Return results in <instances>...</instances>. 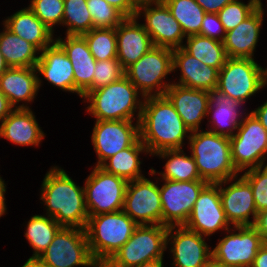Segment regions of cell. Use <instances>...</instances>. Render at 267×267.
I'll return each mask as SVG.
<instances>
[{"label":"cell","mask_w":267,"mask_h":267,"mask_svg":"<svg viewBox=\"0 0 267 267\" xmlns=\"http://www.w3.org/2000/svg\"><path fill=\"white\" fill-rule=\"evenodd\" d=\"M140 140L149 156L167 149H183L191 131L165 96L145 97L139 121Z\"/></svg>","instance_id":"cell-1"},{"label":"cell","mask_w":267,"mask_h":267,"mask_svg":"<svg viewBox=\"0 0 267 267\" xmlns=\"http://www.w3.org/2000/svg\"><path fill=\"white\" fill-rule=\"evenodd\" d=\"M40 196L46 215L62 227L86 228L89 215L84 186L77 185L64 169L51 167L42 181Z\"/></svg>","instance_id":"cell-2"},{"label":"cell","mask_w":267,"mask_h":267,"mask_svg":"<svg viewBox=\"0 0 267 267\" xmlns=\"http://www.w3.org/2000/svg\"><path fill=\"white\" fill-rule=\"evenodd\" d=\"M83 99L90 103L86 111L96 120L140 121L144 97L125 75L89 92Z\"/></svg>","instance_id":"cell-3"},{"label":"cell","mask_w":267,"mask_h":267,"mask_svg":"<svg viewBox=\"0 0 267 267\" xmlns=\"http://www.w3.org/2000/svg\"><path fill=\"white\" fill-rule=\"evenodd\" d=\"M188 141L202 180L217 184L239 174L231 159L229 137L201 129L191 132Z\"/></svg>","instance_id":"cell-4"},{"label":"cell","mask_w":267,"mask_h":267,"mask_svg":"<svg viewBox=\"0 0 267 267\" xmlns=\"http://www.w3.org/2000/svg\"><path fill=\"white\" fill-rule=\"evenodd\" d=\"M137 226L123 210L89 216L85 230L93 259L108 261L130 239Z\"/></svg>","instance_id":"cell-5"},{"label":"cell","mask_w":267,"mask_h":267,"mask_svg":"<svg viewBox=\"0 0 267 267\" xmlns=\"http://www.w3.org/2000/svg\"><path fill=\"white\" fill-rule=\"evenodd\" d=\"M173 50L153 46L136 63L125 70V76L143 97L163 96L171 82L163 81L173 72Z\"/></svg>","instance_id":"cell-6"},{"label":"cell","mask_w":267,"mask_h":267,"mask_svg":"<svg viewBox=\"0 0 267 267\" xmlns=\"http://www.w3.org/2000/svg\"><path fill=\"white\" fill-rule=\"evenodd\" d=\"M265 86L267 72L254 59L228 57L218 72L216 89L244 105Z\"/></svg>","instance_id":"cell-7"},{"label":"cell","mask_w":267,"mask_h":267,"mask_svg":"<svg viewBox=\"0 0 267 267\" xmlns=\"http://www.w3.org/2000/svg\"><path fill=\"white\" fill-rule=\"evenodd\" d=\"M167 230L164 225H138L130 239L107 262L113 267H133L163 259L167 249Z\"/></svg>","instance_id":"cell-8"},{"label":"cell","mask_w":267,"mask_h":267,"mask_svg":"<svg viewBox=\"0 0 267 267\" xmlns=\"http://www.w3.org/2000/svg\"><path fill=\"white\" fill-rule=\"evenodd\" d=\"M230 145L231 159L239 173L267 165V130L251 112L244 115L236 133L230 137Z\"/></svg>","instance_id":"cell-9"},{"label":"cell","mask_w":267,"mask_h":267,"mask_svg":"<svg viewBox=\"0 0 267 267\" xmlns=\"http://www.w3.org/2000/svg\"><path fill=\"white\" fill-rule=\"evenodd\" d=\"M128 181L94 166L85 180V204L89 216L123 210Z\"/></svg>","instance_id":"cell-10"},{"label":"cell","mask_w":267,"mask_h":267,"mask_svg":"<svg viewBox=\"0 0 267 267\" xmlns=\"http://www.w3.org/2000/svg\"><path fill=\"white\" fill-rule=\"evenodd\" d=\"M39 258L48 267H95L86 230L62 227Z\"/></svg>","instance_id":"cell-11"},{"label":"cell","mask_w":267,"mask_h":267,"mask_svg":"<svg viewBox=\"0 0 267 267\" xmlns=\"http://www.w3.org/2000/svg\"><path fill=\"white\" fill-rule=\"evenodd\" d=\"M160 198L162 225L182 226L187 222L201 190L208 184L204 180L171 181L162 179Z\"/></svg>","instance_id":"cell-12"},{"label":"cell","mask_w":267,"mask_h":267,"mask_svg":"<svg viewBox=\"0 0 267 267\" xmlns=\"http://www.w3.org/2000/svg\"><path fill=\"white\" fill-rule=\"evenodd\" d=\"M226 232L228 235L219 239L211 250L212 258L228 266L251 267L259 248L264 244L257 229L254 226H233Z\"/></svg>","instance_id":"cell-13"},{"label":"cell","mask_w":267,"mask_h":267,"mask_svg":"<svg viewBox=\"0 0 267 267\" xmlns=\"http://www.w3.org/2000/svg\"><path fill=\"white\" fill-rule=\"evenodd\" d=\"M123 211L137 225H162L159 185L146 177L128 181Z\"/></svg>","instance_id":"cell-14"},{"label":"cell","mask_w":267,"mask_h":267,"mask_svg":"<svg viewBox=\"0 0 267 267\" xmlns=\"http://www.w3.org/2000/svg\"><path fill=\"white\" fill-rule=\"evenodd\" d=\"M91 135L98 156L95 166H101L117 152L131 147L139 138V122L126 120H96Z\"/></svg>","instance_id":"cell-15"},{"label":"cell","mask_w":267,"mask_h":267,"mask_svg":"<svg viewBox=\"0 0 267 267\" xmlns=\"http://www.w3.org/2000/svg\"><path fill=\"white\" fill-rule=\"evenodd\" d=\"M184 226L205 237L219 230L227 231L232 228L222 207L219 183H208L201 190Z\"/></svg>","instance_id":"cell-16"},{"label":"cell","mask_w":267,"mask_h":267,"mask_svg":"<svg viewBox=\"0 0 267 267\" xmlns=\"http://www.w3.org/2000/svg\"><path fill=\"white\" fill-rule=\"evenodd\" d=\"M141 15L145 19L143 26L154 46L173 50L184 45L183 40L186 37L181 26L163 1L138 6L136 17L140 19Z\"/></svg>","instance_id":"cell-17"},{"label":"cell","mask_w":267,"mask_h":267,"mask_svg":"<svg viewBox=\"0 0 267 267\" xmlns=\"http://www.w3.org/2000/svg\"><path fill=\"white\" fill-rule=\"evenodd\" d=\"M238 176H240L239 179ZM227 184L229 185L224 188L223 186ZM219 194L226 219L230 225L253 226L255 224L258 212L251 185L242 175L239 174L220 182ZM251 215L252 220L250 221Z\"/></svg>","instance_id":"cell-18"},{"label":"cell","mask_w":267,"mask_h":267,"mask_svg":"<svg viewBox=\"0 0 267 267\" xmlns=\"http://www.w3.org/2000/svg\"><path fill=\"white\" fill-rule=\"evenodd\" d=\"M204 239L205 236H201L184 225L168 227L167 248L170 244L172 266L206 267L212 258V249Z\"/></svg>","instance_id":"cell-19"},{"label":"cell","mask_w":267,"mask_h":267,"mask_svg":"<svg viewBox=\"0 0 267 267\" xmlns=\"http://www.w3.org/2000/svg\"><path fill=\"white\" fill-rule=\"evenodd\" d=\"M55 42L70 59L74 74V93L84 98L92 91V81L96 60L92 56L88 43L81 35H66L65 39L55 38Z\"/></svg>","instance_id":"cell-20"},{"label":"cell","mask_w":267,"mask_h":267,"mask_svg":"<svg viewBox=\"0 0 267 267\" xmlns=\"http://www.w3.org/2000/svg\"><path fill=\"white\" fill-rule=\"evenodd\" d=\"M165 96L173 104L185 126L191 131L200 130L201 121L207 117L209 106L208 91L187 88L172 84L167 88Z\"/></svg>","instance_id":"cell-21"},{"label":"cell","mask_w":267,"mask_h":267,"mask_svg":"<svg viewBox=\"0 0 267 267\" xmlns=\"http://www.w3.org/2000/svg\"><path fill=\"white\" fill-rule=\"evenodd\" d=\"M41 80L36 67H9L0 76V90L14 109L29 108L27 105L36 98Z\"/></svg>","instance_id":"cell-22"},{"label":"cell","mask_w":267,"mask_h":267,"mask_svg":"<svg viewBox=\"0 0 267 267\" xmlns=\"http://www.w3.org/2000/svg\"><path fill=\"white\" fill-rule=\"evenodd\" d=\"M137 17L125 18L116 28L117 59L124 70L136 63L154 45Z\"/></svg>","instance_id":"cell-23"},{"label":"cell","mask_w":267,"mask_h":267,"mask_svg":"<svg viewBox=\"0 0 267 267\" xmlns=\"http://www.w3.org/2000/svg\"><path fill=\"white\" fill-rule=\"evenodd\" d=\"M264 13L263 4L258 0V8L238 26L226 32L223 44L228 57L254 59Z\"/></svg>","instance_id":"cell-24"},{"label":"cell","mask_w":267,"mask_h":267,"mask_svg":"<svg viewBox=\"0 0 267 267\" xmlns=\"http://www.w3.org/2000/svg\"><path fill=\"white\" fill-rule=\"evenodd\" d=\"M208 95L209 106L207 116L212 115L209 117L210 120H208L209 124L212 125L207 124V127L210 126V129L208 128L207 130L221 136L232 137L243 121V115H246V112L241 108L243 104L220 92L218 89L208 91Z\"/></svg>","instance_id":"cell-25"},{"label":"cell","mask_w":267,"mask_h":267,"mask_svg":"<svg viewBox=\"0 0 267 267\" xmlns=\"http://www.w3.org/2000/svg\"><path fill=\"white\" fill-rule=\"evenodd\" d=\"M173 72L179 69V81L175 84L197 90L211 91L217 88L218 70L207 66L187 53L182 47L173 49Z\"/></svg>","instance_id":"cell-26"},{"label":"cell","mask_w":267,"mask_h":267,"mask_svg":"<svg viewBox=\"0 0 267 267\" xmlns=\"http://www.w3.org/2000/svg\"><path fill=\"white\" fill-rule=\"evenodd\" d=\"M35 117L30 108L13 109L0 124V138L18 146H39L45 133Z\"/></svg>","instance_id":"cell-27"},{"label":"cell","mask_w":267,"mask_h":267,"mask_svg":"<svg viewBox=\"0 0 267 267\" xmlns=\"http://www.w3.org/2000/svg\"><path fill=\"white\" fill-rule=\"evenodd\" d=\"M39 56L36 65L38 76H43L50 84L63 91L74 93L73 67L63 49L54 42L44 48Z\"/></svg>","instance_id":"cell-28"},{"label":"cell","mask_w":267,"mask_h":267,"mask_svg":"<svg viewBox=\"0 0 267 267\" xmlns=\"http://www.w3.org/2000/svg\"><path fill=\"white\" fill-rule=\"evenodd\" d=\"M3 26L34 45L40 52L55 42L54 32L29 7L4 19Z\"/></svg>","instance_id":"cell-29"},{"label":"cell","mask_w":267,"mask_h":267,"mask_svg":"<svg viewBox=\"0 0 267 267\" xmlns=\"http://www.w3.org/2000/svg\"><path fill=\"white\" fill-rule=\"evenodd\" d=\"M2 30L0 33V51L6 64L9 67H36L40 51L5 26Z\"/></svg>","instance_id":"cell-30"},{"label":"cell","mask_w":267,"mask_h":267,"mask_svg":"<svg viewBox=\"0 0 267 267\" xmlns=\"http://www.w3.org/2000/svg\"><path fill=\"white\" fill-rule=\"evenodd\" d=\"M159 156L163 159H168L164 166V171L156 172L151 167L149 175L156 173L161 175V179L171 181H194L202 180L197 170L195 159L191 155H186L182 149H167L158 151L153 156Z\"/></svg>","instance_id":"cell-31"},{"label":"cell","mask_w":267,"mask_h":267,"mask_svg":"<svg viewBox=\"0 0 267 267\" xmlns=\"http://www.w3.org/2000/svg\"><path fill=\"white\" fill-rule=\"evenodd\" d=\"M149 154L146 146L140 138L131 146L117 152L114 156L107 159L100 167L106 172L122 177L127 181L144 178L141 171L140 154Z\"/></svg>","instance_id":"cell-32"},{"label":"cell","mask_w":267,"mask_h":267,"mask_svg":"<svg viewBox=\"0 0 267 267\" xmlns=\"http://www.w3.org/2000/svg\"><path fill=\"white\" fill-rule=\"evenodd\" d=\"M182 48L202 63L218 71L228 59L223 42L199 34L186 37V43Z\"/></svg>","instance_id":"cell-33"},{"label":"cell","mask_w":267,"mask_h":267,"mask_svg":"<svg viewBox=\"0 0 267 267\" xmlns=\"http://www.w3.org/2000/svg\"><path fill=\"white\" fill-rule=\"evenodd\" d=\"M26 227L24 236L33 248V254L30 257H39L62 228L53 217L39 214L33 215Z\"/></svg>","instance_id":"cell-34"},{"label":"cell","mask_w":267,"mask_h":267,"mask_svg":"<svg viewBox=\"0 0 267 267\" xmlns=\"http://www.w3.org/2000/svg\"><path fill=\"white\" fill-rule=\"evenodd\" d=\"M163 2L179 22L185 37L199 34L206 12L196 0H163Z\"/></svg>","instance_id":"cell-35"},{"label":"cell","mask_w":267,"mask_h":267,"mask_svg":"<svg viewBox=\"0 0 267 267\" xmlns=\"http://www.w3.org/2000/svg\"><path fill=\"white\" fill-rule=\"evenodd\" d=\"M87 0H64L62 26L66 35H83L93 28V19L87 7Z\"/></svg>","instance_id":"cell-36"},{"label":"cell","mask_w":267,"mask_h":267,"mask_svg":"<svg viewBox=\"0 0 267 267\" xmlns=\"http://www.w3.org/2000/svg\"><path fill=\"white\" fill-rule=\"evenodd\" d=\"M96 61L117 59L115 28H92L82 35Z\"/></svg>","instance_id":"cell-37"},{"label":"cell","mask_w":267,"mask_h":267,"mask_svg":"<svg viewBox=\"0 0 267 267\" xmlns=\"http://www.w3.org/2000/svg\"><path fill=\"white\" fill-rule=\"evenodd\" d=\"M93 28H116L126 17L104 0H87Z\"/></svg>","instance_id":"cell-38"},{"label":"cell","mask_w":267,"mask_h":267,"mask_svg":"<svg viewBox=\"0 0 267 267\" xmlns=\"http://www.w3.org/2000/svg\"><path fill=\"white\" fill-rule=\"evenodd\" d=\"M258 8V0H249L247 4L241 0L228 3L218 13L225 31H230L248 18Z\"/></svg>","instance_id":"cell-39"},{"label":"cell","mask_w":267,"mask_h":267,"mask_svg":"<svg viewBox=\"0 0 267 267\" xmlns=\"http://www.w3.org/2000/svg\"><path fill=\"white\" fill-rule=\"evenodd\" d=\"M28 7L54 32L55 25H62L64 0H31Z\"/></svg>","instance_id":"cell-40"},{"label":"cell","mask_w":267,"mask_h":267,"mask_svg":"<svg viewBox=\"0 0 267 267\" xmlns=\"http://www.w3.org/2000/svg\"><path fill=\"white\" fill-rule=\"evenodd\" d=\"M242 176L250 183L257 212L267 209V165L244 171Z\"/></svg>","instance_id":"cell-41"},{"label":"cell","mask_w":267,"mask_h":267,"mask_svg":"<svg viewBox=\"0 0 267 267\" xmlns=\"http://www.w3.org/2000/svg\"><path fill=\"white\" fill-rule=\"evenodd\" d=\"M94 70L92 91L107 86L125 75V70L118 59L96 61Z\"/></svg>","instance_id":"cell-42"},{"label":"cell","mask_w":267,"mask_h":267,"mask_svg":"<svg viewBox=\"0 0 267 267\" xmlns=\"http://www.w3.org/2000/svg\"><path fill=\"white\" fill-rule=\"evenodd\" d=\"M199 35L223 42L226 36L224 26L217 14L206 13L202 21Z\"/></svg>","instance_id":"cell-43"},{"label":"cell","mask_w":267,"mask_h":267,"mask_svg":"<svg viewBox=\"0 0 267 267\" xmlns=\"http://www.w3.org/2000/svg\"><path fill=\"white\" fill-rule=\"evenodd\" d=\"M118 11H120L126 18L136 17L138 6L134 0H104Z\"/></svg>","instance_id":"cell-44"},{"label":"cell","mask_w":267,"mask_h":267,"mask_svg":"<svg viewBox=\"0 0 267 267\" xmlns=\"http://www.w3.org/2000/svg\"><path fill=\"white\" fill-rule=\"evenodd\" d=\"M234 0H196V3L203 8L206 13L217 14L228 3Z\"/></svg>","instance_id":"cell-45"},{"label":"cell","mask_w":267,"mask_h":267,"mask_svg":"<svg viewBox=\"0 0 267 267\" xmlns=\"http://www.w3.org/2000/svg\"><path fill=\"white\" fill-rule=\"evenodd\" d=\"M253 226L261 235L264 243H267V209L258 213L256 222Z\"/></svg>","instance_id":"cell-46"},{"label":"cell","mask_w":267,"mask_h":267,"mask_svg":"<svg viewBox=\"0 0 267 267\" xmlns=\"http://www.w3.org/2000/svg\"><path fill=\"white\" fill-rule=\"evenodd\" d=\"M251 267H267V243L259 248Z\"/></svg>","instance_id":"cell-47"},{"label":"cell","mask_w":267,"mask_h":267,"mask_svg":"<svg viewBox=\"0 0 267 267\" xmlns=\"http://www.w3.org/2000/svg\"><path fill=\"white\" fill-rule=\"evenodd\" d=\"M14 108L10 105L7 97L0 90V123L11 113Z\"/></svg>","instance_id":"cell-48"},{"label":"cell","mask_w":267,"mask_h":267,"mask_svg":"<svg viewBox=\"0 0 267 267\" xmlns=\"http://www.w3.org/2000/svg\"><path fill=\"white\" fill-rule=\"evenodd\" d=\"M251 113L261 122V125L267 130V101L252 110Z\"/></svg>","instance_id":"cell-49"},{"label":"cell","mask_w":267,"mask_h":267,"mask_svg":"<svg viewBox=\"0 0 267 267\" xmlns=\"http://www.w3.org/2000/svg\"><path fill=\"white\" fill-rule=\"evenodd\" d=\"M6 184L5 181L3 180L0 183V217L4 216L7 211L6 203H5V193H6Z\"/></svg>","instance_id":"cell-50"},{"label":"cell","mask_w":267,"mask_h":267,"mask_svg":"<svg viewBox=\"0 0 267 267\" xmlns=\"http://www.w3.org/2000/svg\"><path fill=\"white\" fill-rule=\"evenodd\" d=\"M21 267H48L39 257H29Z\"/></svg>","instance_id":"cell-51"},{"label":"cell","mask_w":267,"mask_h":267,"mask_svg":"<svg viewBox=\"0 0 267 267\" xmlns=\"http://www.w3.org/2000/svg\"><path fill=\"white\" fill-rule=\"evenodd\" d=\"M163 263V259H157L148 262H143L142 264L133 267H164Z\"/></svg>","instance_id":"cell-52"},{"label":"cell","mask_w":267,"mask_h":267,"mask_svg":"<svg viewBox=\"0 0 267 267\" xmlns=\"http://www.w3.org/2000/svg\"><path fill=\"white\" fill-rule=\"evenodd\" d=\"M9 68L4 60V56L0 51V76Z\"/></svg>","instance_id":"cell-53"},{"label":"cell","mask_w":267,"mask_h":267,"mask_svg":"<svg viewBox=\"0 0 267 267\" xmlns=\"http://www.w3.org/2000/svg\"><path fill=\"white\" fill-rule=\"evenodd\" d=\"M206 267H233V266H228L226 264H222V263L214 260L213 258H211Z\"/></svg>","instance_id":"cell-54"},{"label":"cell","mask_w":267,"mask_h":267,"mask_svg":"<svg viewBox=\"0 0 267 267\" xmlns=\"http://www.w3.org/2000/svg\"><path fill=\"white\" fill-rule=\"evenodd\" d=\"M137 6H140L142 4H147V3H157V2H162L163 0H134Z\"/></svg>","instance_id":"cell-55"},{"label":"cell","mask_w":267,"mask_h":267,"mask_svg":"<svg viewBox=\"0 0 267 267\" xmlns=\"http://www.w3.org/2000/svg\"><path fill=\"white\" fill-rule=\"evenodd\" d=\"M95 267H113V266L107 261H98L96 262Z\"/></svg>","instance_id":"cell-56"}]
</instances>
